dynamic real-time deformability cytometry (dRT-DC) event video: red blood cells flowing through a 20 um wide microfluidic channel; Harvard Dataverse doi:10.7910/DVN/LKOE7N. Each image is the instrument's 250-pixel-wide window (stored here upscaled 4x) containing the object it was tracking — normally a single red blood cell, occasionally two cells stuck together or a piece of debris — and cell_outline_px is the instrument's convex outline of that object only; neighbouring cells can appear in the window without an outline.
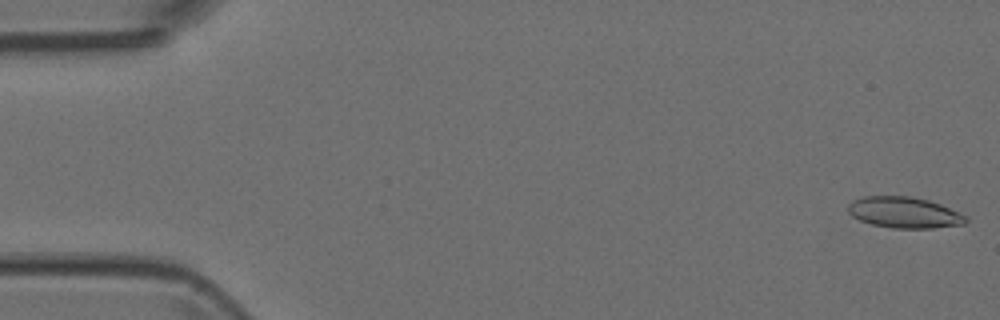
{"species": "Egyptian fruit bat (a non-hibernating species)", "species_latin": "Rousettus aegyptiacus", "temperature_condition": "room temperature", "stored_images_in_passage": 51, "camera_frame_rate_fps": 3000, "um_per_image_px": 0.085, "animal": {"sex": "female"}, "frame": {"image": 1, "passage_image": 1, "time_ms": 0.0, "image_size_px": [1000, 320], "cell_outline_px": [[968, 220], [964, 224], [932, 228], [892, 228], [872, 224], [860, 220], [852, 216], [848, 212], [848, 204], [852, 200], [864, 196], [908, 196], [928, 200], [940, 204], [968, 216]], "centroid_in_image_um": [76.86, 18.06], "position_along_channel_um": 8.1, "area_um2": 21.33}}
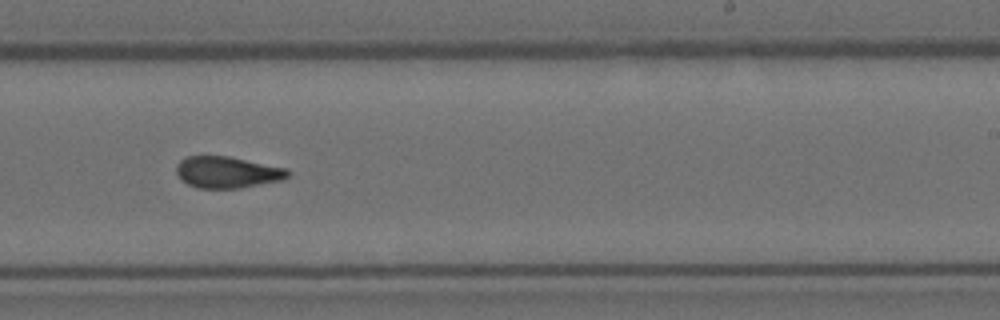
{"frame": {"image": 2, "passage_image": 31, "time_ms": 10.0, "image_size_px": [1000, 320], "cell_outline_px": [[292, 172], [284, 180], [240, 188], [196, 188], [180, 180], [176, 172], [176, 164], [184, 156], [228, 156], [288, 168]], "centroid_in_image_um": [19.32, 14.64], "position_along_channel_um": 269.7, "area_um2": 20.81}}
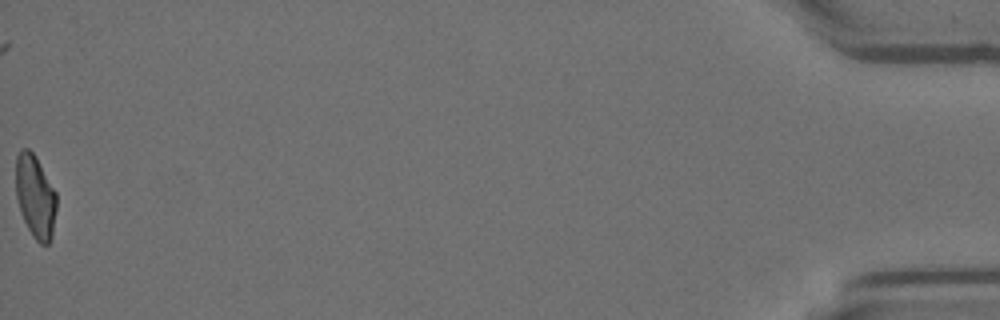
{"frame": {"image": 3, "passage_image": 51, "time_ms": 16.667, "image_size_px": [1000, 320], "cell_outline_px": [[56, 208], [52, 236], [48, 244], [40, 244], [32, 236], [24, 220], [16, 196], [16, 156], [20, 148], [28, 148], [36, 156], [56, 192]], "centroid_in_image_um": [3.0, 16.68], "position_along_channel_um": 432.2, "area_um2": 19.65}}